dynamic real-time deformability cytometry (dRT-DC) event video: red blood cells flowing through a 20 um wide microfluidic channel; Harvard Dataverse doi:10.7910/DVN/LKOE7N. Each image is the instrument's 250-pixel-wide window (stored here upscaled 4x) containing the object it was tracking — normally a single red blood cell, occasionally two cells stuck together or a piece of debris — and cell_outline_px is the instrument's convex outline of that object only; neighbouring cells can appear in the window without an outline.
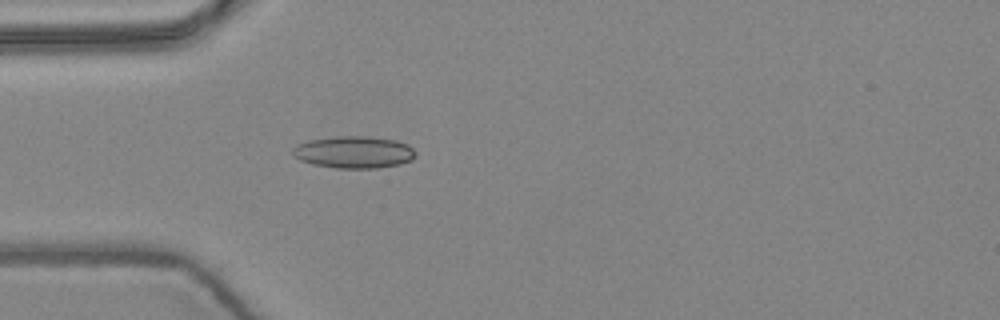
{"species": "common noctule bat (a hibernating species)", "species_latin": "Nyctalus noctula", "temperature_condition": "warm", "stored_images_in_passage": 3, "camera_frame_rate_fps": 3000, "um_per_image_px": 0.085, "animal": {"sex": "female", "body_mass_g": 24.6, "forearm_length_mm": 56.2}, "frame": {"image": 1, "passage_image": 3, "time_ms": 0.667, "image_size_px": [1000, 320], "cell_outline_px": [[416, 156], [412, 160], [400, 164], [376, 168], [336, 168], [312, 164], [300, 160], [292, 156], [292, 148], [296, 144], [308, 140], [336, 136], [364, 136], [396, 140], [408, 144], [416, 152]], "centroid_in_image_um": [30.06, 12.93], "position_along_channel_um": 54.9, "area_um2": 23.18}}